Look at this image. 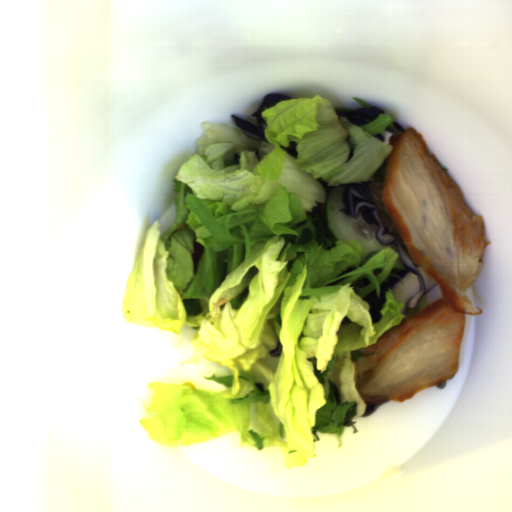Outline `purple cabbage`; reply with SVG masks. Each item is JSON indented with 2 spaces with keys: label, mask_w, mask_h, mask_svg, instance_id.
I'll use <instances>...</instances> for the list:
<instances>
[{
  "label": "purple cabbage",
  "mask_w": 512,
  "mask_h": 512,
  "mask_svg": "<svg viewBox=\"0 0 512 512\" xmlns=\"http://www.w3.org/2000/svg\"><path fill=\"white\" fill-rule=\"evenodd\" d=\"M289 155L294 157L295 159H298L297 155V144L296 141H290L288 146L280 145Z\"/></svg>",
  "instance_id": "obj_5"
},
{
  "label": "purple cabbage",
  "mask_w": 512,
  "mask_h": 512,
  "mask_svg": "<svg viewBox=\"0 0 512 512\" xmlns=\"http://www.w3.org/2000/svg\"><path fill=\"white\" fill-rule=\"evenodd\" d=\"M291 98L292 97H288L279 93L266 94L262 99L259 108L254 113H251L252 117H255L257 125L249 123L242 118L234 116L233 114L230 115V117L233 123L239 127L245 135L261 142H270L264 134L265 130L268 128V123L266 119L261 116V113L266 107L269 109L277 103L283 100H290Z\"/></svg>",
  "instance_id": "obj_2"
},
{
  "label": "purple cabbage",
  "mask_w": 512,
  "mask_h": 512,
  "mask_svg": "<svg viewBox=\"0 0 512 512\" xmlns=\"http://www.w3.org/2000/svg\"><path fill=\"white\" fill-rule=\"evenodd\" d=\"M373 137L378 138L379 140H381V141L384 143L385 138H384V136H383L381 133H380V134H376V135H375V136H373Z\"/></svg>",
  "instance_id": "obj_10"
},
{
  "label": "purple cabbage",
  "mask_w": 512,
  "mask_h": 512,
  "mask_svg": "<svg viewBox=\"0 0 512 512\" xmlns=\"http://www.w3.org/2000/svg\"><path fill=\"white\" fill-rule=\"evenodd\" d=\"M282 348H283V346L279 342L278 344H276L275 348H273L272 350L268 351V353H269V355H271L273 357L281 356Z\"/></svg>",
  "instance_id": "obj_6"
},
{
  "label": "purple cabbage",
  "mask_w": 512,
  "mask_h": 512,
  "mask_svg": "<svg viewBox=\"0 0 512 512\" xmlns=\"http://www.w3.org/2000/svg\"><path fill=\"white\" fill-rule=\"evenodd\" d=\"M343 323H353L352 320H350L347 316H344L341 321H340V325L343 324Z\"/></svg>",
  "instance_id": "obj_9"
},
{
  "label": "purple cabbage",
  "mask_w": 512,
  "mask_h": 512,
  "mask_svg": "<svg viewBox=\"0 0 512 512\" xmlns=\"http://www.w3.org/2000/svg\"><path fill=\"white\" fill-rule=\"evenodd\" d=\"M392 124H393V126L395 127V129H396L397 131H400L401 133H405L404 128H403L399 123H396V121H395V122H394V123H392Z\"/></svg>",
  "instance_id": "obj_8"
},
{
  "label": "purple cabbage",
  "mask_w": 512,
  "mask_h": 512,
  "mask_svg": "<svg viewBox=\"0 0 512 512\" xmlns=\"http://www.w3.org/2000/svg\"><path fill=\"white\" fill-rule=\"evenodd\" d=\"M356 286L358 288H366L367 286H369L371 283L369 281L368 278H361L360 280H358L357 282H355Z\"/></svg>",
  "instance_id": "obj_7"
},
{
  "label": "purple cabbage",
  "mask_w": 512,
  "mask_h": 512,
  "mask_svg": "<svg viewBox=\"0 0 512 512\" xmlns=\"http://www.w3.org/2000/svg\"><path fill=\"white\" fill-rule=\"evenodd\" d=\"M391 400V399H390ZM389 400L387 401H384V402H381V403H374L372 405H366V411L361 415L363 418L364 417H369L370 415H372L376 410H378L382 405H385L386 402H388Z\"/></svg>",
  "instance_id": "obj_4"
},
{
  "label": "purple cabbage",
  "mask_w": 512,
  "mask_h": 512,
  "mask_svg": "<svg viewBox=\"0 0 512 512\" xmlns=\"http://www.w3.org/2000/svg\"><path fill=\"white\" fill-rule=\"evenodd\" d=\"M372 181L367 180L363 181V183L354 182L346 184L341 194L346 208L338 211L356 219L359 212L363 211L362 219L364 222L377 227L375 232L376 240L382 246L394 244L402 265L407 269L406 271H398L395 276H390L388 278L389 283H380V297L377 296L375 288L364 295L363 300L367 301L370 306L371 324L375 325L383 318L380 310L385 303V291L389 290V287L397 303H403L404 308L401 314L404 315L408 308H415L424 295L427 306L442 299L443 289L436 279L428 276L424 268L412 260L406 250L400 245L396 236L385 226L377 204L370 200L372 195L369 185Z\"/></svg>",
  "instance_id": "obj_1"
},
{
  "label": "purple cabbage",
  "mask_w": 512,
  "mask_h": 512,
  "mask_svg": "<svg viewBox=\"0 0 512 512\" xmlns=\"http://www.w3.org/2000/svg\"><path fill=\"white\" fill-rule=\"evenodd\" d=\"M335 113L338 117H347V121L360 127L375 121L381 115H385V110L372 107L371 109L358 108L354 110H338L335 111Z\"/></svg>",
  "instance_id": "obj_3"
}]
</instances>
